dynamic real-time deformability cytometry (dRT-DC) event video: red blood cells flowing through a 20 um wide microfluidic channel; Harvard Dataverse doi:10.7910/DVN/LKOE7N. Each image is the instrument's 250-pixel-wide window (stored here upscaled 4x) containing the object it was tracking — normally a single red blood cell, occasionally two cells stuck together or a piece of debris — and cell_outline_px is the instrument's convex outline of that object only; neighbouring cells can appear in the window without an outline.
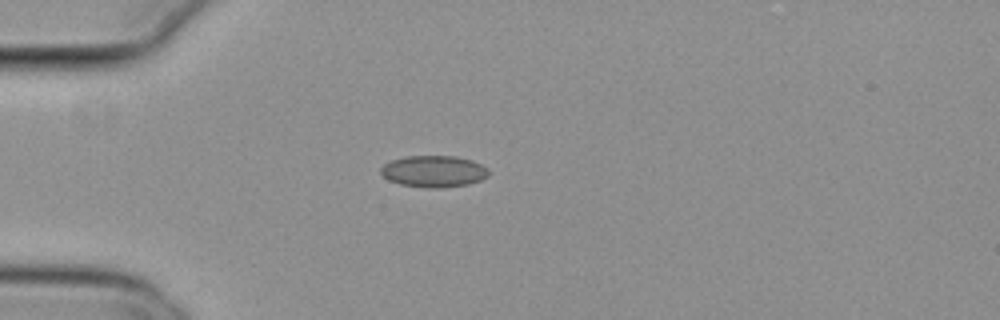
{"species": "common noctule bat (a hibernating species)", "species_latin": "Nyctalus noctula", "temperature_condition": "cold", "stored_images_in_passage": 40, "camera_frame_rate_fps": 3000, "um_per_image_px": 0.085, "animal": {"sex": "female", "body_mass_g": 29.2, "forearm_length_mm": 56.3}, "frame": {"image": 1, "passage_image": 1, "time_ms": 0.0, "image_size_px": [1000, 320], "cell_outline_px": [[488, 176], [480, 180], [468, 184], [440, 188], [428, 188], [400, 184], [388, 180], [380, 172], [380, 168], [384, 164], [392, 160], [404, 156], [456, 156], [472, 160], [488, 168]], "centroid_in_image_um": [36.86, 14.56], "position_along_channel_um": 48.1, "area_um2": 19.88}}
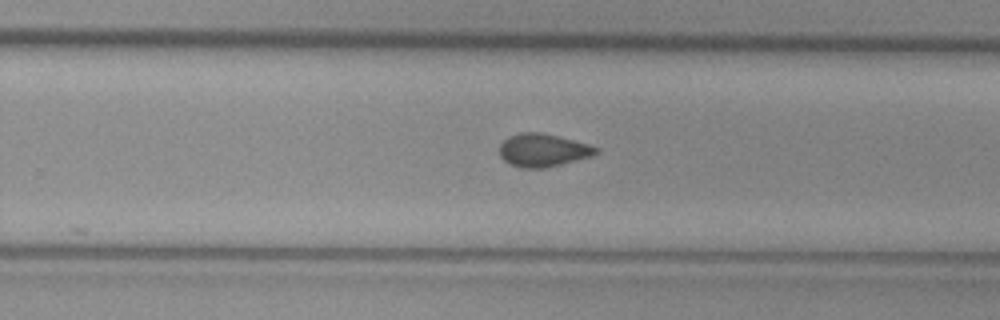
{"frame": {"image": 2, "passage_image": 21, "time_ms": 6.667, "image_size_px": [1000, 320], "cell_outline_px": [[600, 152], [592, 156], [548, 168], [520, 168], [504, 160], [500, 156], [500, 144], [508, 136], [520, 132], [540, 132], [588, 144], [600, 148]], "centroid_in_image_um": [46.16, 12.77], "position_along_channel_um": 283.6, "area_um2": 18.61}}
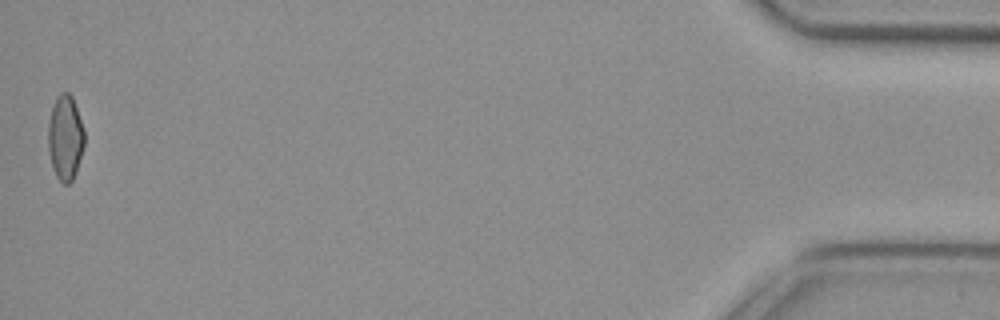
{"frame": {"image": 3, "passage_image": 40, "time_ms": 13.0, "image_size_px": [1000, 320], "cell_outline_px": [[84, 144], [76, 172], [72, 180], [68, 184], [64, 184], [56, 176], [52, 168], [48, 152], [48, 120], [56, 96], [60, 92], [68, 92], [72, 96], [84, 128]], "centroid_in_image_um": [5.53, 11.69], "position_along_channel_um": 429.7, "area_um2": 18.09}, "authors_computed_cell_mechanics": {"area_um2": 18.3804, "velocity_mm_per_s": 3.808, "shape_relaxation_time_tau1_ms": 11.1642, "shape_relaxation_time_tau2_ms": 3.2621, "deformation_change_tau1": 0.1336, "deformation_change_tau2": 0.0586}}